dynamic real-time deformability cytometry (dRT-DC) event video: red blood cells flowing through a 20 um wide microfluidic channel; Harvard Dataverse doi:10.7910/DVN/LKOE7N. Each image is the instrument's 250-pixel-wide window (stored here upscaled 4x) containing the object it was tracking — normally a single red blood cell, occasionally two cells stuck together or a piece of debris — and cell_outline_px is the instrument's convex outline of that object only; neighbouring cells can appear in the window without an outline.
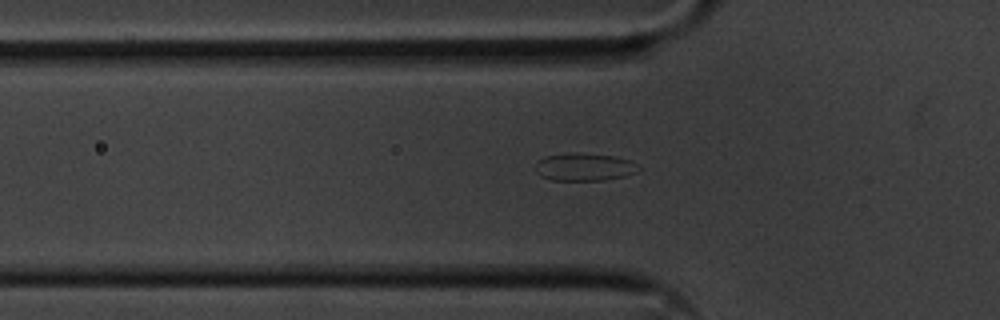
{"species": "common noctule bat (a hibernating species)", "species_latin": "Nyctalus noctula", "temperature_condition": "cold", "stored_images_in_passage": 36, "camera_frame_rate_fps": 3000, "um_per_image_px": 0.085, "animal": {"sex": "male", "body_mass_g": 20.1, "forearm_length_mm": 53.5}, "frame": {"image": 1, "passage_image": 2, "time_ms": 0.333, "image_size_px": [1000, 320], "cell_outline_px": [[640, 168], [636, 172], [624, 176], [604, 180], [552, 180], [540, 176], [536, 172], [536, 160], [544, 156], [568, 152], [576, 152], [616, 156], [632, 160]], "centroid_in_image_um": [49.64, 14.17], "position_along_channel_um": 76.2, "area_um2": 16.94}}
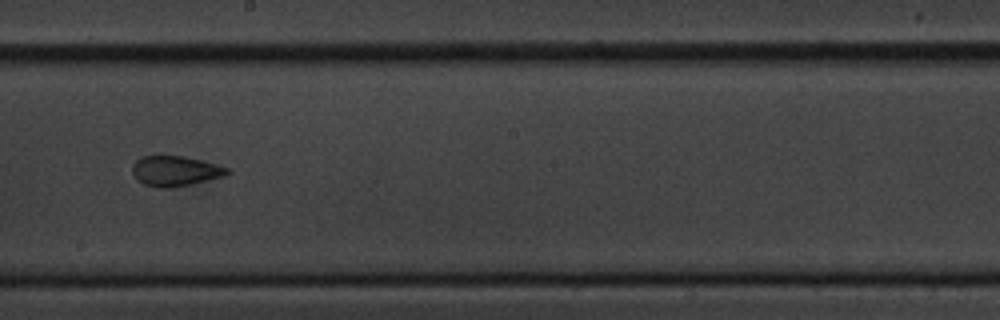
{"frame": {"image": 2, "passage_image": 15, "time_ms": 4.667, "image_size_px": [1000, 320], "cell_outline_px": [[232, 172], [224, 176], [192, 184], [172, 188], [160, 188], [144, 184], [136, 180], [132, 172], [132, 164], [140, 156], [156, 152], [160, 152], [184, 156], [216, 164], [228, 168]], "centroid_in_image_um": [14.83, 14.48], "position_along_channel_um": 233.4, "area_um2": 17.51}}
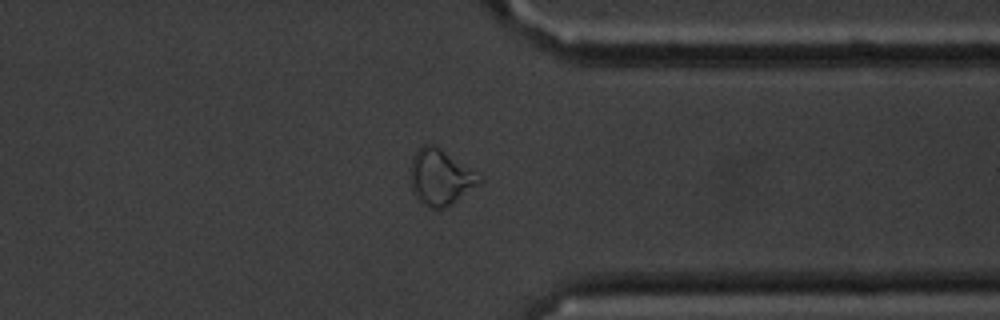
{"frame": {"image": 3, "passage_image": 27, "time_ms": 8.667, "image_size_px": [1000, 320], "cell_outline_px": [[484, 180], [480, 184], [452, 204], [444, 208], [432, 208], [420, 204], [412, 192], [408, 172], [412, 156], [424, 144], [432, 144], [440, 148], [484, 176]], "centroid_in_image_um": [37.42, 15.08], "position_along_channel_um": 374.0, "area_um2": 23.0}}